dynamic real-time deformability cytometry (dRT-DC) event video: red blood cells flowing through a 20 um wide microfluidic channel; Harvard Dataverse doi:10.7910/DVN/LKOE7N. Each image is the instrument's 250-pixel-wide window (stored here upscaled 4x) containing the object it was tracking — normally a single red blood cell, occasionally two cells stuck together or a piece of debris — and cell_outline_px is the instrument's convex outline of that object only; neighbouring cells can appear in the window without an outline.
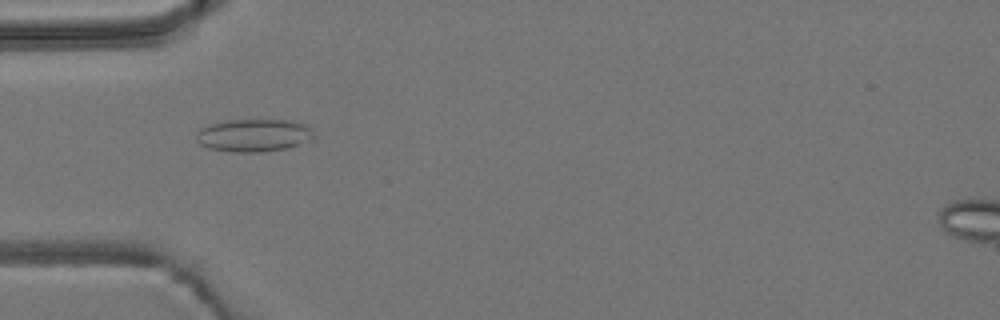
{"species": "common noctule bat (a hibernating species)", "species_latin": "Nyctalus noctula", "temperature_condition": "room temperature", "stored_images_in_passage": 54, "camera_frame_rate_fps": 3000, "um_per_image_px": 0.085, "animal": {"sex": "male", "body_mass_g": 19.2, "forearm_length_mm": 51.8}, "frame": {"image": 1, "passage_image": 17, "time_ms": 5.333, "image_size_px": [1000, 320], "cell_outline_px": [[312, 140], [288, 148], [264, 152], [232, 152], [208, 148], [200, 144], [196, 140], [196, 132], [200, 128], [208, 124], [224, 120], [288, 120], [304, 124], [308, 128], [312, 136]], "centroid_in_image_um": [21.5, 11.51], "position_along_channel_um": 63.5, "area_um2": 22.48}}
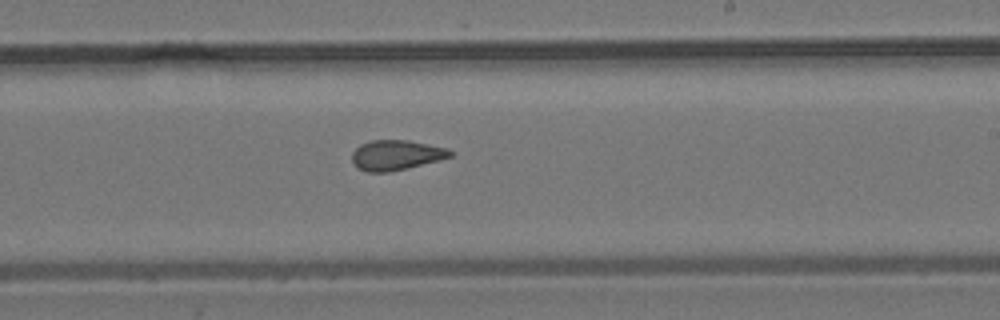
{"frame": {"image": 2, "passage_image": 32, "time_ms": 10.333, "image_size_px": [1000, 320], "cell_outline_px": [[452, 156], [440, 160], [388, 172], [368, 172], [356, 168], [352, 160], [352, 152], [360, 144], [372, 140], [408, 140], [448, 148], [452, 152]], "centroid_in_image_um": [33.65, 13.18], "position_along_channel_um": 255.4, "area_um2": 17.17}}
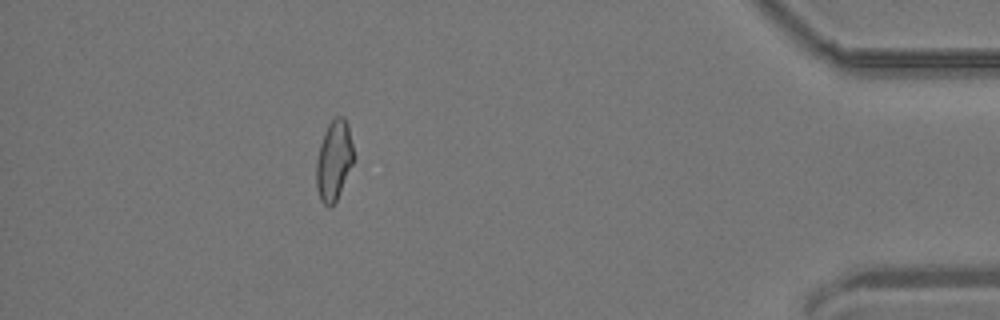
{"frame": {"image": 3, "passage_image": 48, "time_ms": 15.667, "image_size_px": [1000, 320], "cell_outline_px": [[352, 164], [336, 200], [328, 208], [320, 200], [316, 188], [316, 160], [320, 144], [324, 132], [328, 124], [336, 116], [344, 116], [348, 124], [352, 144]], "centroid_in_image_um": [28.35, 13.62], "position_along_channel_um": 406.8, "area_um2": 17.17}, "authors_computed_cell_mechanics": {"area_um2": 17.9469, "velocity_mm_per_s": 3.8512, "shape_relaxation_time_tau1_ms": null, "shape_relaxation_time_tau2_ms": 2.2531, "deformation_change_tau1": null, "deformation_change_tau2": 0.0935}}